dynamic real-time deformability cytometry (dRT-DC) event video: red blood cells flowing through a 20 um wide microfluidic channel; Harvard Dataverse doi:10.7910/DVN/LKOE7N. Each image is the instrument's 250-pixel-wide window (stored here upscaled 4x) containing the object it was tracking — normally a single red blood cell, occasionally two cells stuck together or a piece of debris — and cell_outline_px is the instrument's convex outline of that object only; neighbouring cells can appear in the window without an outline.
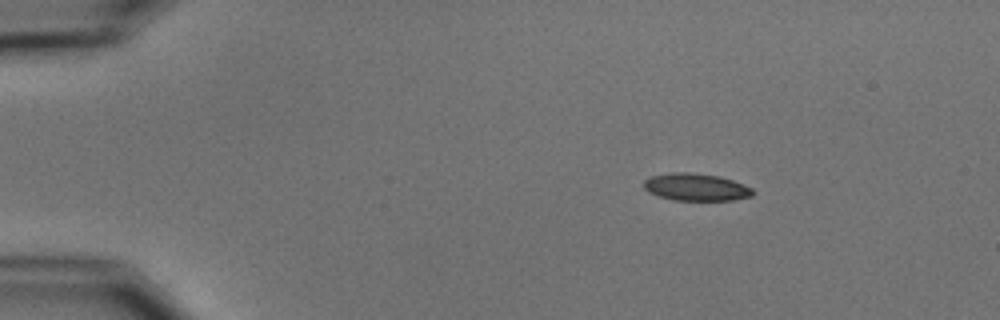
{"species": "common noctule bat (a hibernating species)", "species_latin": "Nyctalus noctula", "temperature_condition": "cold", "stored_images_in_passage": 4, "camera_frame_rate_fps": 3000, "um_per_image_px": 0.085, "animal": {"sex": "male", "body_mass_g": 15.6}, "frame": {"image": 1, "passage_image": 2, "time_ms": 1.333, "image_size_px": [1000, 320], "cell_outline_px": [[756, 192], [752, 196], [732, 200], [672, 200], [648, 192], [644, 188], [644, 180], [652, 176], [672, 172], [688, 172], [720, 176], [744, 184], [752, 188]], "centroid_in_image_um": [59.18, 15.9], "position_along_channel_um": 25.8, "area_um2": 17.4}}